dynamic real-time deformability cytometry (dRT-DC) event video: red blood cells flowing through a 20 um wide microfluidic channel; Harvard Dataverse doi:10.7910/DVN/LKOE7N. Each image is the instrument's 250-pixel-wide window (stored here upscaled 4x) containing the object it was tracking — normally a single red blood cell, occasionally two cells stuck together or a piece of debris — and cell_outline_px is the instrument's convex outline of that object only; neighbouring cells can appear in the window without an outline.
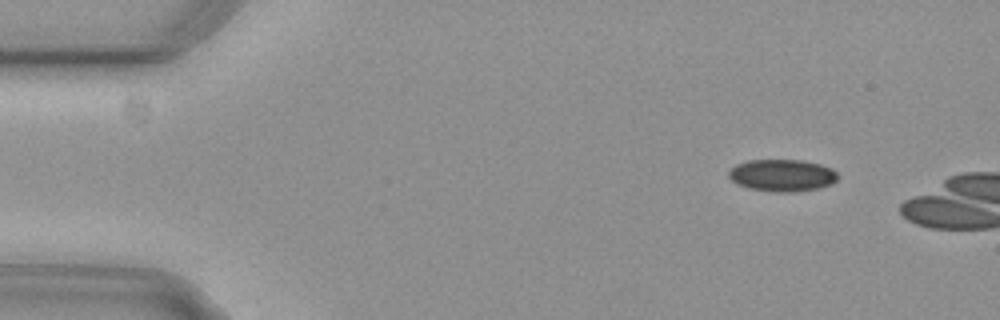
{"species": "common noctule bat (a hibernating species)", "species_latin": "Nyctalus noctula", "temperature_condition": "cold", "stored_images_in_passage": 3, "camera_frame_rate_fps": 3000, "um_per_image_px": 0.085, "animal": {"sex": "female", "body_mass_g": 29.2, "forearm_length_mm": 56.3}, "frame": {"image": 1, "passage_image": 2, "time_ms": 0.333, "image_size_px": [1000, 320], "cell_outline_px": [[840, 176], [832, 184], [820, 188], [796, 192], [776, 192], [748, 188], [732, 180], [728, 176], [728, 172], [736, 164], [748, 160], [804, 160], [820, 164], [832, 168]], "centroid_in_image_um": [66.53, 14.9], "position_along_channel_um": 18.5, "area_um2": 20.52}}